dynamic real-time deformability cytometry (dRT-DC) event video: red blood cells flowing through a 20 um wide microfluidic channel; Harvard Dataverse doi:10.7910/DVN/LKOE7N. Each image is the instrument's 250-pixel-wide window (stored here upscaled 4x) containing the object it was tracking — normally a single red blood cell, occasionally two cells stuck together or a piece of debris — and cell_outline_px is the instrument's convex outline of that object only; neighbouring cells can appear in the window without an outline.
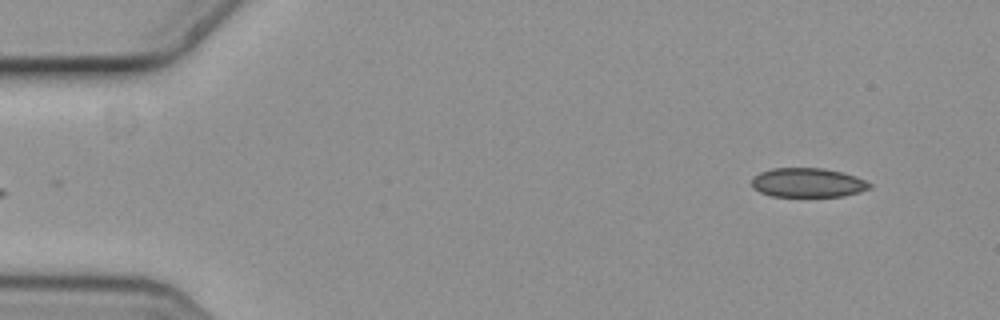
{"species": "common noctule bat (a hibernating species)", "species_latin": "Nyctalus noctula", "temperature_condition": "cold", "stored_images_in_passage": 5, "segment_of_instrument_passage": [2, 2], "camera_frame_rate_fps": 3000, "um_per_image_px": 0.085, "animal": {"sex": "female", "body_mass_g": 19.3, "forearm_length_mm": 54.1}, "frame": {"image": 1, "passage_image": 5, "time_ms": 1.333, "image_size_px": [1000, 320], "cell_outline_px": [[872, 184], [868, 188], [860, 192], [844, 196], [772, 196], [760, 192], [752, 188], [752, 176], [760, 172], [772, 168], [824, 168], [856, 176]], "centroid_in_image_um": [68.62, 15.52], "position_along_channel_um": 16.4, "area_um2": 20.06}}